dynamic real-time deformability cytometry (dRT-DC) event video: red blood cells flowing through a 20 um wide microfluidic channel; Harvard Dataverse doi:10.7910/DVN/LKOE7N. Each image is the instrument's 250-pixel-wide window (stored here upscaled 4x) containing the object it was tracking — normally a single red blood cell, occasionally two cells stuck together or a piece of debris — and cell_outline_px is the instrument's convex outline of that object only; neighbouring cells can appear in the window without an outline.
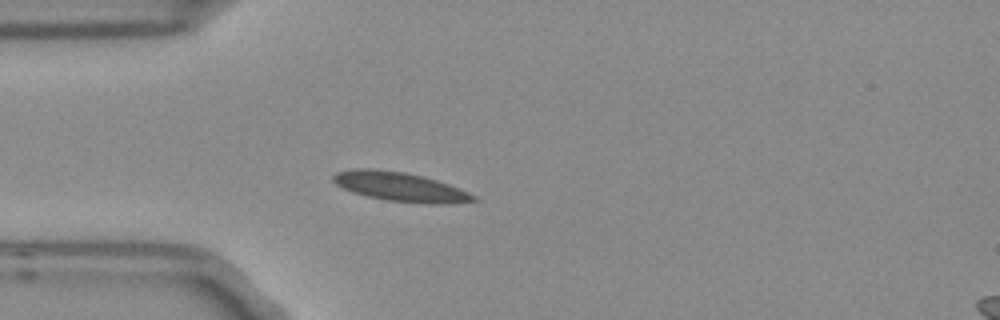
{"species": "Egyptian fruit bat (a non-hibernating species)", "species_latin": "Rousettus aegyptiacus", "temperature_condition": "room temperature", "stored_images_in_passage": 4, "camera_frame_rate_fps": 3000, "um_per_image_px": 0.085, "frame": {"image": 1, "passage_image": 4, "time_ms": 1.0, "image_size_px": [1000, 320], "cell_outline_px": [[480, 200], [452, 204], [432, 204], [384, 200], [352, 192], [336, 184], [332, 180], [332, 176], [336, 172], [356, 168], [372, 168], [404, 172], [436, 180], [460, 188], [476, 196]], "centroid_in_image_um": [34.03, 15.88], "position_along_channel_um": 51.0, "area_um2": 23.87}}